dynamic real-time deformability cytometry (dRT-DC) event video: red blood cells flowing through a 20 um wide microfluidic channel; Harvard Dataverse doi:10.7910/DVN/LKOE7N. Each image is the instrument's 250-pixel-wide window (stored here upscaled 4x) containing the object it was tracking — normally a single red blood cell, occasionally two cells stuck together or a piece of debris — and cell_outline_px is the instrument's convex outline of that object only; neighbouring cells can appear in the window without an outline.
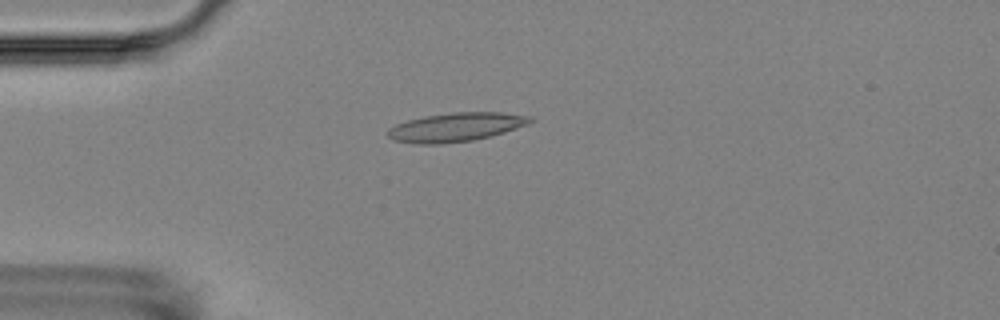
{"species": "Egyptian fruit bat (a non-hibernating species)", "species_latin": "Rousettus aegyptiacus", "temperature_condition": "room temperature", "stored_images_in_passage": 14, "camera_frame_rate_fps": 3000, "um_per_image_px": 0.085, "animal": {"sex": "female"}, "frame": {"image": 1, "passage_image": 2, "time_ms": 1.333, "image_size_px": [1000, 320], "cell_outline_px": [[536, 120], [528, 124], [504, 132], [472, 140], [444, 144], [416, 144], [392, 140], [388, 136], [388, 128], [396, 124], [408, 120], [424, 116], [452, 112], [500, 112], [532, 116]], "centroid_in_image_um": [38.75, 10.8], "position_along_channel_um": 46.3, "area_um2": 23.99}}
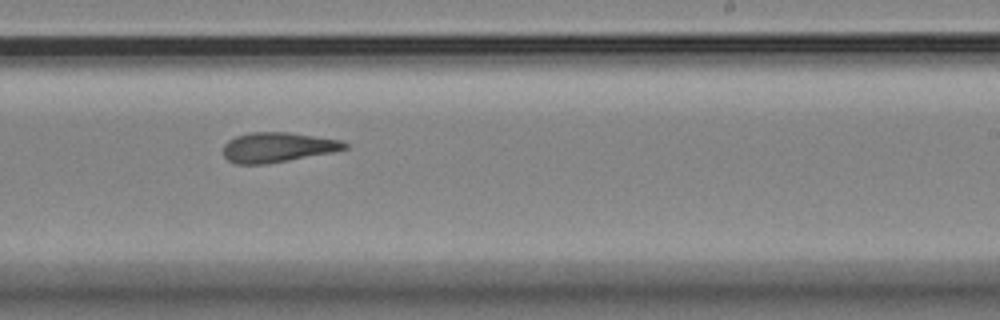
{"frame": {"image": 2, "passage_image": 8, "time_ms": 8.0, "image_size_px": [1000, 320], "cell_outline_px": [[348, 148], [332, 152], [268, 164], [236, 164], [228, 160], [224, 156], [224, 144], [228, 140], [236, 136], [252, 132], [288, 132], [340, 140], [348, 144]], "centroid_in_image_um": [23.58, 12.52], "position_along_channel_um": 265.4, "area_um2": 21.04}}
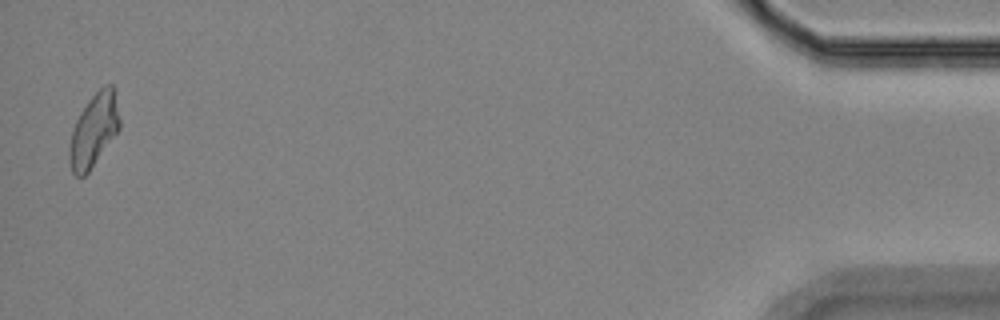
{"frame": {"image": 3, "passage_image": 14, "time_ms": 15.0, "image_size_px": [1000, 320], "cell_outline_px": [[120, 128], [88, 172], [84, 176], [76, 176], [72, 172], [68, 156], [68, 152], [72, 128], [80, 112], [88, 100], [104, 84], [112, 84], [120, 120]], "centroid_in_image_um": [7.95, 11.07], "position_along_channel_um": 427.3, "area_um2": 21.15}, "authors_computed_cell_mechanics": {"area_um2": 21.4727, "velocity_mm_per_s": 3.5288, "shape_relaxation_time_tau1_ms": null, "shape_relaxation_time_tau2_ms": 2.4796, "deformation_change_tau1": null, "deformation_change_tau2": 0.0804}}